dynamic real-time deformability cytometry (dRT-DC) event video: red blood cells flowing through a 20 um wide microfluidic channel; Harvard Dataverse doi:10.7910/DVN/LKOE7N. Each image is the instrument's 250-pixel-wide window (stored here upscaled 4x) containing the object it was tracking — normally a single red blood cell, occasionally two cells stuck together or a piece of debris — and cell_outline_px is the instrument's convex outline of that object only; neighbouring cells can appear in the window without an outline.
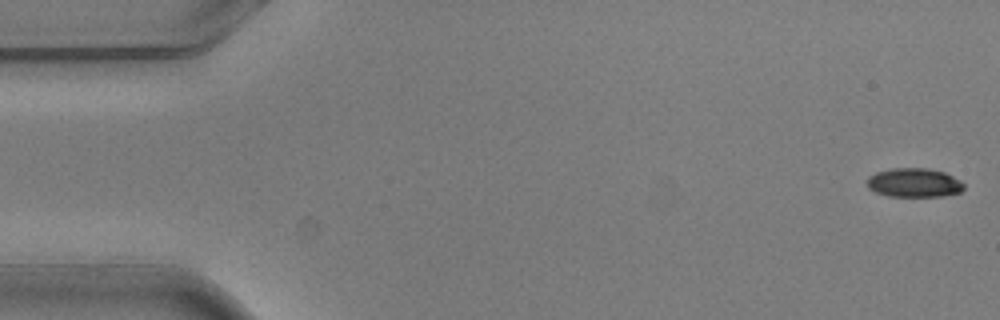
{"species": "common noctule bat (a hibernating species)", "species_latin": "Nyctalus noctula", "temperature_condition": "warm", "stored_images_in_passage": 6, "camera_frame_rate_fps": 3000, "um_per_image_px": 0.085, "animal": {"sex": "male", "body_mass_g": 20.5, "forearm_length_mm": 52.5}, "frame": {"image": 1, "passage_image": 1, "time_ms": 0.0, "image_size_px": [1000, 320], "cell_outline_px": [[964, 188], [960, 192], [944, 196], [888, 196], [876, 192], [868, 188], [868, 176], [876, 172], [892, 168], [928, 168], [944, 172], [960, 180], [964, 184]], "centroid_in_image_um": [77.7, 15.53], "position_along_channel_um": 7.3, "area_um2": 16.36}}